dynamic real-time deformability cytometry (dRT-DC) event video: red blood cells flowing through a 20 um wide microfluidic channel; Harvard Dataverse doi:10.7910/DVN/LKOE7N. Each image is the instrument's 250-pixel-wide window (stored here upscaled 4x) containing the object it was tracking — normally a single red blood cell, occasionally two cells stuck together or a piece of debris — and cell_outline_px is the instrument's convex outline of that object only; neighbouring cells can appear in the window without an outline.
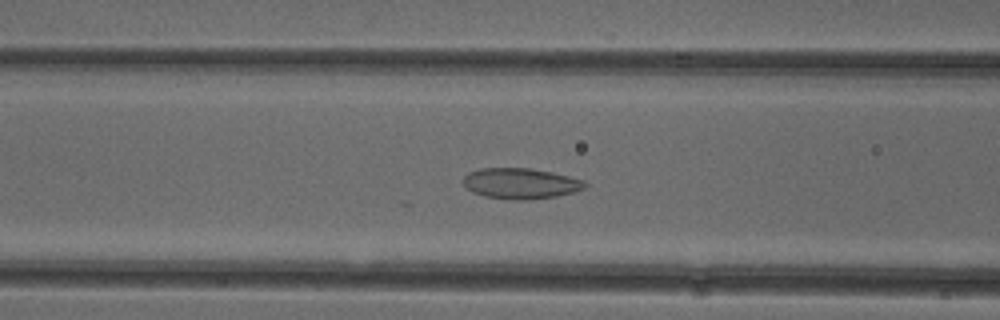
{"species": "common noctule bat (a hibernating species)", "species_latin": "Nyctalus noctula", "temperature_condition": "cold", "stored_images_in_passage": 44, "camera_frame_rate_fps": 3000, "um_per_image_px": 0.085, "animal": {"sex": "female"}, "frame": {"image": 1, "passage_image": 13, "time_ms": 4.0, "image_size_px": [1000, 320], "cell_outline_px": [[588, 184], [584, 188], [572, 192], [556, 196], [528, 200], [516, 200], [484, 196], [472, 192], [464, 188], [464, 176], [468, 172], [480, 168], [528, 168], [552, 172], [584, 180]], "centroid_in_image_um": [44.22, 15.59], "position_along_channel_um": 122.4, "area_um2": 21.79}}
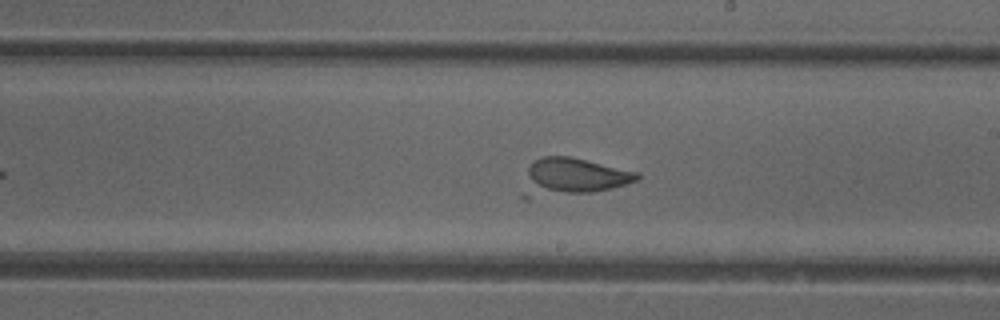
{"frame": {"image": 2, "passage_image": 22, "time_ms": 7.0, "image_size_px": [1000, 320], "cell_outline_px": [[640, 180], [592, 192], [528, 200], [520, 200], [520, 196], [528, 168], [540, 156], [572, 156], [640, 172]], "centroid_in_image_um": [48.6, 15.06], "position_along_channel_um": 240.4, "area_um2": 25.49}}
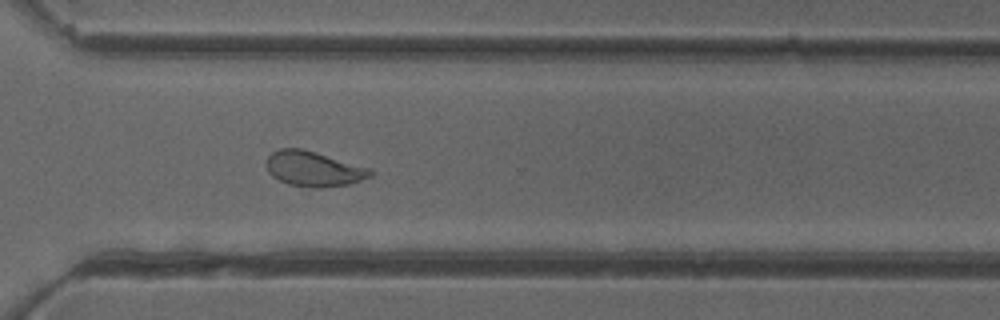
{"frame": {"image": 3, "passage_image": 30, "time_ms": 9.667, "image_size_px": [1000, 320], "cell_outline_px": [[376, 172], [372, 176], [348, 184], [320, 188], [312, 188], [288, 184], [272, 176], [268, 172], [268, 156], [272, 152], [280, 148], [304, 148], [372, 168]], "centroid_in_image_um": [26.71, 14.34], "position_along_channel_um": 343.9, "area_um2": 21.5}}